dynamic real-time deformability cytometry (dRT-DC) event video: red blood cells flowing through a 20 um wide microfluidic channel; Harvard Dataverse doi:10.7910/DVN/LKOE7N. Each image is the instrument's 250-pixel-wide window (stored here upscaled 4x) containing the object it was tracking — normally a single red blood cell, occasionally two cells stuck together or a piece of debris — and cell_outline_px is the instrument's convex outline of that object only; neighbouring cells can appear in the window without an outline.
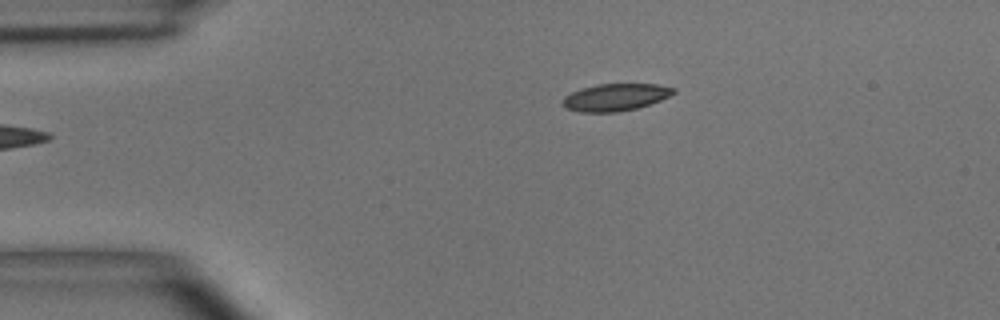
{"species": "common noctule bat (a hibernating species)", "species_latin": "Nyctalus noctula", "temperature_condition": "room temperature", "stored_images_in_passage": 4, "camera_frame_rate_fps": 3000, "um_per_image_px": 0.085, "animal": {"sex": "male", "body_mass_g": 15.6}, "frame": {"image": 1, "passage_image": 4, "time_ms": 3.333, "image_size_px": [1000, 320], "cell_outline_px": [[676, 92], [660, 100], [636, 108], [616, 112], [580, 112], [564, 108], [560, 104], [564, 96], [572, 92], [596, 84], [660, 84], [676, 88]], "centroid_in_image_um": [52.28, 8.26], "position_along_channel_um": 32.7, "area_um2": 17.57}}